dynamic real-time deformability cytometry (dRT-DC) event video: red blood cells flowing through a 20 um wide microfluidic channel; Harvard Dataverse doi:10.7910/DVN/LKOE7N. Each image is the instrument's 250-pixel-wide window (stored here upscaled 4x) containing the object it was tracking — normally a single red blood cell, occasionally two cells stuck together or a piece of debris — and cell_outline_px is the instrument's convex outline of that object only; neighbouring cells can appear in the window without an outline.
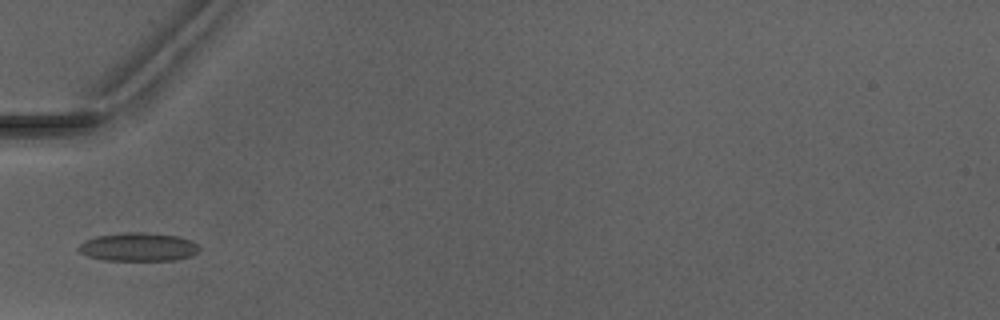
{"species": "Egyptian fruit bat (a non-hibernating species)", "species_latin": "Rousettus aegyptiacus", "temperature_condition": "warm", "stored_images_in_passage": 2, "camera_frame_rate_fps": 3000, "um_per_image_px": 0.085, "animal": {"sex": "male"}, "frame": {"image": 1, "passage_image": 2, "time_ms": 1.333, "image_size_px": [1000, 320], "cell_outline_px": [[200, 252], [192, 256], [176, 260], [104, 260], [88, 256], [80, 252], [76, 248], [84, 240], [96, 236], [124, 232], [144, 232], [180, 236], [192, 240], [200, 248]], "centroid_in_image_um": [11.78, 20.98], "position_along_channel_um": 73.2, "area_um2": 20.29}}